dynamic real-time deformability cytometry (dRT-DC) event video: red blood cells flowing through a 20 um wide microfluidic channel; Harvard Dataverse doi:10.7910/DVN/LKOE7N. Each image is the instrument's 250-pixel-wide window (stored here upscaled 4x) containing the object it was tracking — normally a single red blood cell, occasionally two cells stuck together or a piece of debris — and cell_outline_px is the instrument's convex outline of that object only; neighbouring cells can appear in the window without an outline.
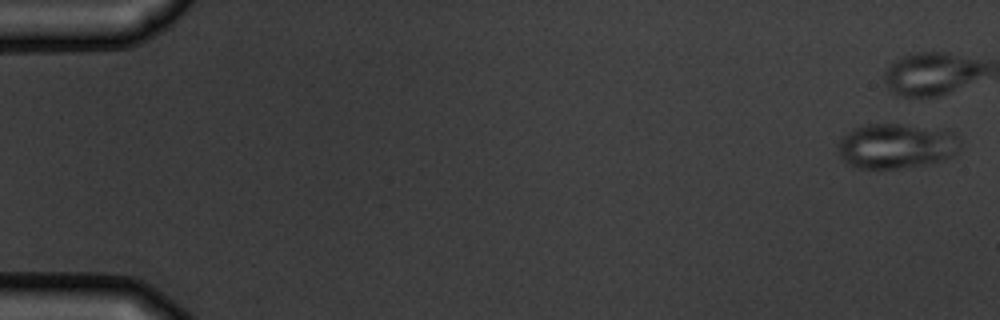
{"species": "common noctule bat (a hibernating species)", "species_latin": "Nyctalus noctula", "temperature_condition": "warm", "stored_images_in_passage": 5, "camera_frame_rate_fps": 3000, "um_per_image_px": 0.085, "animal": {"sex": "male", "body_mass_g": 19.5, "forearm_length_mm": 54.6}, "frame": {"image": 1, "passage_image": 1, "time_ms": 0.0, "image_size_px": [1000, 320], "cell_outline_px": [[960, 148], [952, 156], [944, 160], [924, 164], [896, 168], [856, 168], [844, 160], [840, 156], [836, 144], [852, 128], [868, 124], [904, 124], [952, 132], [960, 140]], "centroid_in_image_um": [76.16, 12.4], "position_along_channel_um": 8.8, "area_um2": 31.79}}